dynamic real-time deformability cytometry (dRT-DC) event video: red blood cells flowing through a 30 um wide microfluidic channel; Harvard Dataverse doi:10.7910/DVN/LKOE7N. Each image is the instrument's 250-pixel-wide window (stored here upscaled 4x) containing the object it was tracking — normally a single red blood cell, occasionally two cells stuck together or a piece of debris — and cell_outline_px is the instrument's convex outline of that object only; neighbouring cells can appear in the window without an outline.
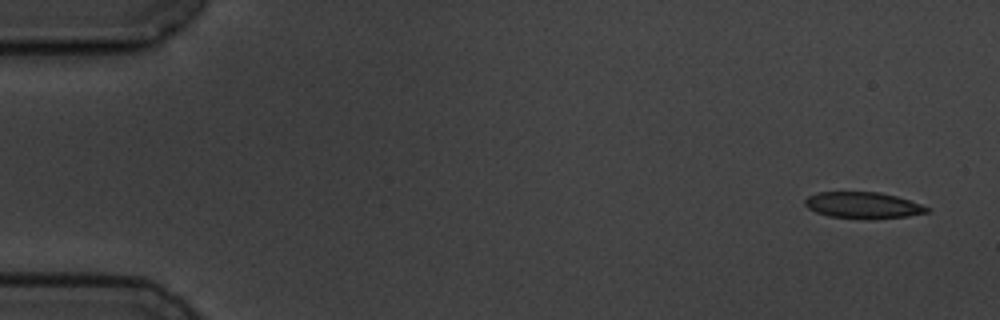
{"species": "common noctule bat (a hibernating species)", "species_latin": "Nyctalus noctula", "temperature_condition": "cold", "stored_images_in_passage": 5, "camera_frame_rate_fps": 3000, "um_per_image_px": 0.085, "animal": {"sex": "male", "body_mass_g": 19.5, "forearm_length_mm": 54.6}, "frame": {"image": 1, "passage_image": 1, "time_ms": 0.0, "image_size_px": [1000, 320], "cell_outline_px": [[932, 208], [928, 212], [908, 216], [868, 220], [828, 216], [816, 212], [808, 208], [804, 204], [804, 200], [808, 196], [816, 192], [880, 192], [896, 196]], "centroid_in_image_um": [73.34, 17.46], "position_along_channel_um": 11.7, "area_um2": 18.96}}
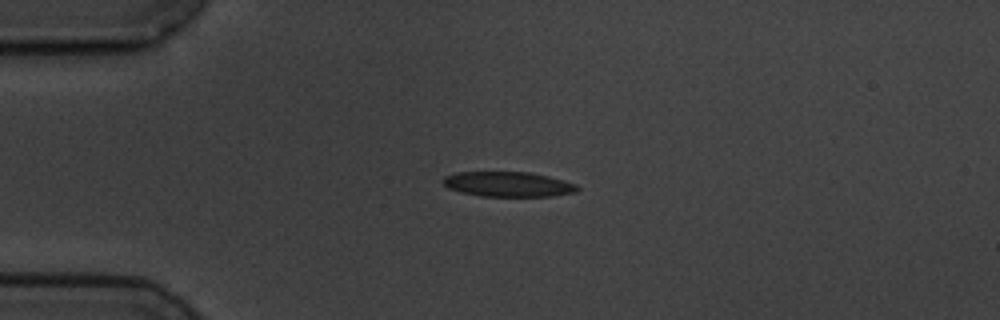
{"frame": {"image": 2, "passage_image": 4, "time_ms": 3.667, "image_size_px": [1000, 320], "cell_outline_px": [[580, 188], [576, 192], [552, 196], [480, 196], [460, 192], [448, 188], [440, 180], [444, 176], [456, 172], [528, 172], [548, 176], [564, 180], [576, 184]], "centroid_in_image_um": [43.17, 15.66], "position_along_channel_um": 41.8, "area_um2": 19.65}}